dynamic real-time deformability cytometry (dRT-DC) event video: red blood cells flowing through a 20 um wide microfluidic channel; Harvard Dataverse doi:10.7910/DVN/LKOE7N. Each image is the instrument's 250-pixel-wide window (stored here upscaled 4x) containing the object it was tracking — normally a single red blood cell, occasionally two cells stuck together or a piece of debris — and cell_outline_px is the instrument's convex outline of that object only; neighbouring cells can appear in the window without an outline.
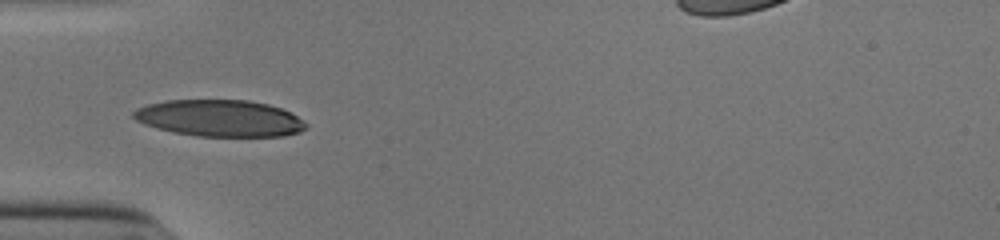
{"species": "human", "species_latin": "Homo sapiens", "temperature_condition": "cold", "stored_images_in_passage": 37, "camera_frame_rate_fps": 3000, "um_per_image_px": 0.085, "donor": {"sex": "male"}, "frame": {"image": 1, "passage_image": 1, "time_ms": 0.0, "image_size_px": [1000, 240], "cell_outline_px": [[308, 128], [300, 132], [284, 136], [196, 136], [172, 132], [156, 128], [144, 124], [136, 120], [132, 116], [132, 112], [136, 108], [148, 104], [168, 100], [248, 100], [268, 104], [280, 108], [296, 116], [308, 124]], "centroid_in_image_um": [18.66, 10.05], "position_along_channel_um": 66.3, "area_um2": 36.93}}
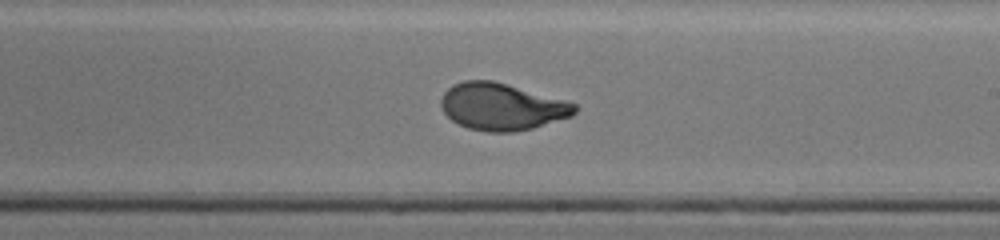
{"frame": {"image": 2, "passage_image": 15, "time_ms": 4.667, "image_size_px": [1000, 240], "cell_outline_px": [[576, 112], [572, 116], [532, 128], [512, 132], [488, 132], [468, 128], [452, 120], [440, 108], [440, 100], [444, 92], [452, 84], [464, 80], [492, 80], [576, 104]], "centroid_in_image_um": [42.6, 9.07], "position_along_channel_um": 246.4, "area_um2": 36.24}}
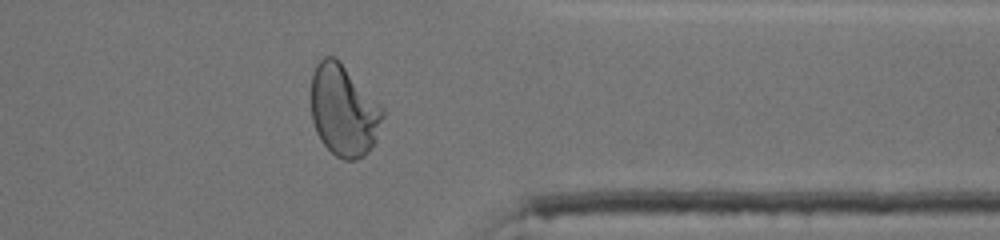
{"frame": {"image": 3, "passage_image": 26, "time_ms": 8.333, "image_size_px": [1000, 240], "cell_outline_px": [[384, 116], [376, 140], [368, 152], [364, 156], [356, 160], [344, 160], [336, 156], [320, 140], [316, 132], [312, 120], [312, 72], [316, 64], [324, 56], [336, 56], [384, 108]], "centroid_in_image_um": [29.22, 9.39], "position_along_channel_um": 382.2, "area_um2": 38.38}, "authors_computed_cell_mechanics": {"area_um2": 37.1076, "velocity_mm_per_s": 3.9019, "shape_relaxation_time_tau1_ms": 4.7607, "shape_relaxation_time_tau2_ms": null, "deformation_change_tau1": 0.2096, "deformation_change_tau2": null}}